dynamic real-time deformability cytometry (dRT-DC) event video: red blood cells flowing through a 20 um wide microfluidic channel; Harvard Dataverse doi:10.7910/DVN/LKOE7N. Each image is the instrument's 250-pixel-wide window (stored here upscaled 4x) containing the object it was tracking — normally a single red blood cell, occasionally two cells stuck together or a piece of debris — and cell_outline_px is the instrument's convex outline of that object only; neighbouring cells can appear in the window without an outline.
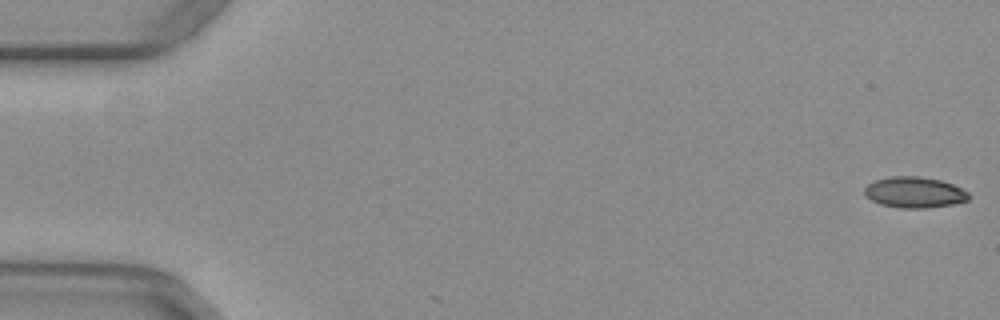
{"species": "common noctule bat (a hibernating species)", "species_latin": "Nyctalus noctula", "temperature_condition": "warm", "stored_images_in_passage": 53, "camera_frame_rate_fps": 3000, "um_per_image_px": 0.085, "animal": {"sex": "female", "body_mass_g": 29.2, "forearm_length_mm": 56.3}, "frame": {"image": 1, "passage_image": 1, "time_ms": 0.0, "image_size_px": [1000, 320], "cell_outline_px": [[968, 200], [952, 204], [924, 208], [900, 208], [880, 204], [864, 196], [864, 188], [868, 184], [876, 180], [892, 176], [916, 176], [940, 180], [952, 184], [968, 192]], "centroid_in_image_um": [77.69, 16.35], "position_along_channel_um": 7.3, "area_um2": 18.61}}
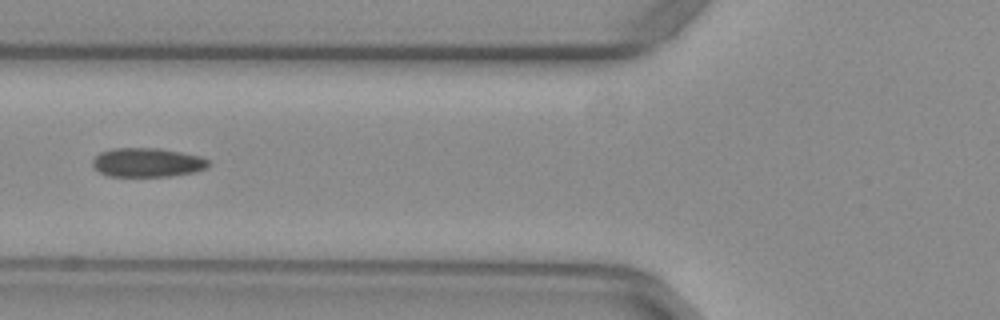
{"frame": {"image": 2, "passage_image": 21, "time_ms": 6.667, "image_size_px": [1000, 320], "cell_outline_px": [[208, 168], [192, 172], [168, 176], [108, 176], [100, 172], [92, 164], [92, 160], [100, 152], [112, 148], [160, 148], [200, 156], [208, 160]], "centroid_in_image_um": [12.5, 13.8], "position_along_channel_um": 113.3, "area_um2": 19.48}}
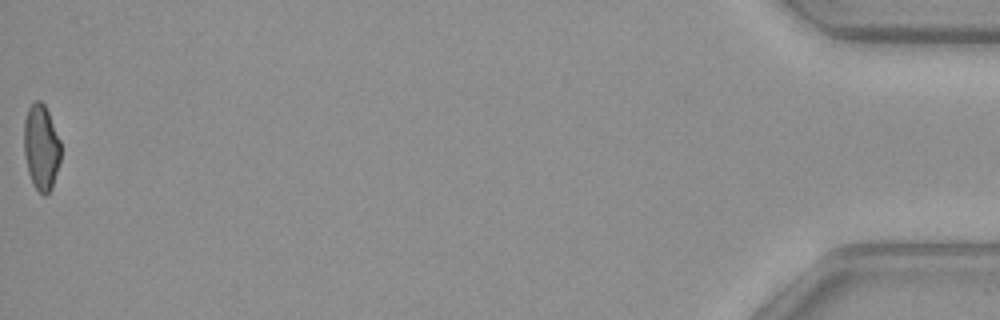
{"frame": {"image": 3, "passage_image": 53, "time_ms": 17.333, "image_size_px": [1000, 320], "cell_outline_px": [[60, 160], [52, 188], [44, 196], [32, 184], [28, 172], [24, 152], [24, 120], [28, 108], [36, 100], [40, 100], [44, 104], [48, 112], [60, 140]], "centroid_in_image_um": [3.49, 12.52], "position_along_channel_um": 431.7, "area_um2": 18.26}, "authors_computed_cell_mechanics": {"area_um2": 19.4786, "velocity_mm_per_s": 3.9624, "shape_relaxation_time_tau1_ms": null, "shape_relaxation_time_tau2_ms": 1.7627, "deformation_change_tau1": null, "deformation_change_tau2": 0.0812}}